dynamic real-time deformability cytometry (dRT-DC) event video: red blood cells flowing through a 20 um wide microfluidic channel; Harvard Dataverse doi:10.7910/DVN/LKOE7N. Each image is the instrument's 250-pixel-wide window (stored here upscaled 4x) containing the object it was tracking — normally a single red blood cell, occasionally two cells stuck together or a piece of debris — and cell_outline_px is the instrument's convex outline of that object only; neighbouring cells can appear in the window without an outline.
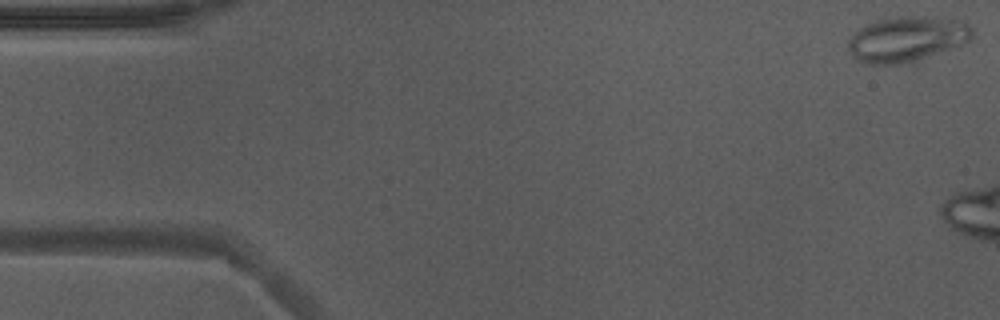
{"species": "Egyptian fruit bat (a non-hibernating species)", "species_latin": "Rousettus aegyptiacus", "temperature_condition": "warm", "stored_images_in_passage": 7, "camera_frame_rate_fps": 3000, "um_per_image_px": 0.085, "animal": {"sex": "male"}, "frame": {"image": 1, "passage_image": 1, "time_ms": 0.0, "image_size_px": [1000, 320], "cell_outline_px": [[972, 36], [968, 40], [960, 44], [948, 48], [896, 64], [868, 64], [852, 56], [848, 48], [848, 40], [856, 32], [868, 24], [876, 20], [900, 16], [912, 16], [952, 20], [968, 24], [972, 28]], "centroid_in_image_um": [77.0, 3.3], "position_along_channel_um": 8.0, "area_um2": 31.15}}